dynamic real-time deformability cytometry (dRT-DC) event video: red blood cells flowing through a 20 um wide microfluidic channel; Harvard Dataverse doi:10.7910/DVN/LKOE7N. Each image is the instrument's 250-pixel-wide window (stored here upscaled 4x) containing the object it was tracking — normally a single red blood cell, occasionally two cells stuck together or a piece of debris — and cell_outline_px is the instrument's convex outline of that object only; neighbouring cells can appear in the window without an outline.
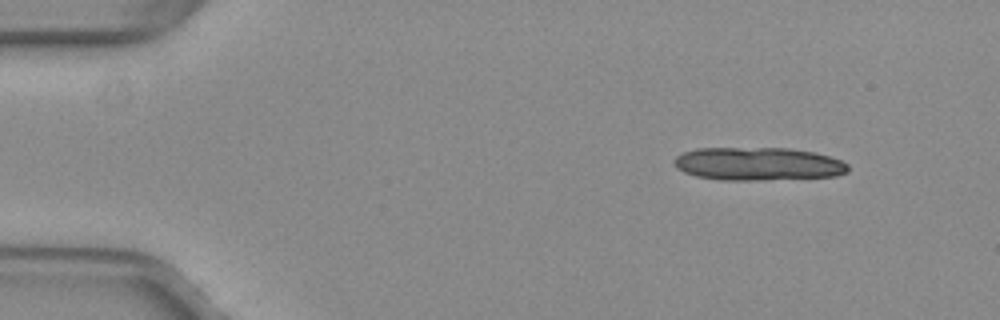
{"species": "common noctule bat (a hibernating species)", "species_latin": "Nyctalus noctula", "temperature_condition": "warm", "stored_images_in_passage": 10, "camera_frame_rate_fps": 3000, "um_per_image_px": 0.085, "animal": {"sex": "female", "body_mass_g": 29.2, "forearm_length_mm": 56.3}, "frame": {"image": 1, "passage_image": 1, "time_ms": 0.0, "image_size_px": [1000, 320], "cell_outline_px": [[848, 172], [836, 176], [756, 180], [720, 180], [696, 176], [684, 172], [676, 168], [672, 160], [676, 156], [684, 152], [696, 148], [788, 148], [812, 152], [828, 156], [840, 160], [848, 164]], "centroid_in_image_um": [64.39, 13.93], "position_along_channel_um": 20.6, "area_um2": 33.58}}